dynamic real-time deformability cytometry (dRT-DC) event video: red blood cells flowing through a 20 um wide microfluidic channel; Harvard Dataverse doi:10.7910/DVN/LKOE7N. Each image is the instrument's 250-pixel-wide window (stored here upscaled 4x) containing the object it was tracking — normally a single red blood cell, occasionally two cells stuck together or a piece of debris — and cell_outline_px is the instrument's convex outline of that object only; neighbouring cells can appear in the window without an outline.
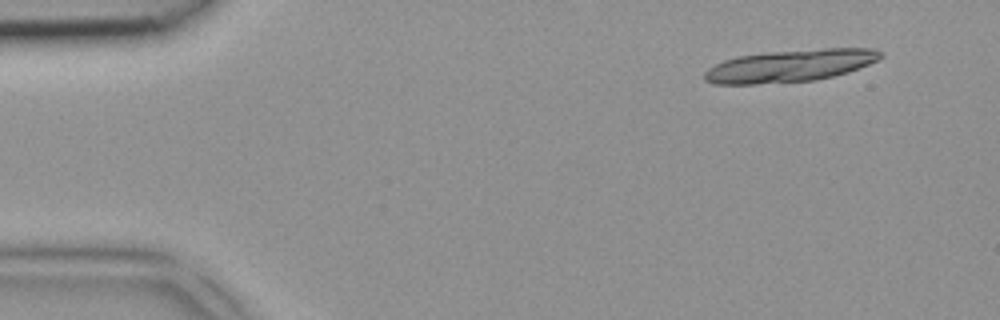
{"species": "common noctule bat (a hibernating species)", "species_latin": "Nyctalus noctula", "temperature_condition": "room temperature", "stored_images_in_passage": 6, "camera_frame_rate_fps": 3000, "um_per_image_px": 0.085, "animal": {"sex": "female", "body_mass_g": 18.4}, "frame": {"image": 1, "passage_image": 1, "time_ms": 0.0, "image_size_px": [1000, 320], "cell_outline_px": [[884, 56], [880, 60], [848, 72], [816, 80], [756, 84], [712, 84], [704, 80], [704, 72], [708, 68], [724, 60], [740, 56], [764, 52], [824, 48], [872, 48], [884, 52]], "centroid_in_image_um": [67.19, 5.58], "position_along_channel_um": 17.8, "area_um2": 33.35}}